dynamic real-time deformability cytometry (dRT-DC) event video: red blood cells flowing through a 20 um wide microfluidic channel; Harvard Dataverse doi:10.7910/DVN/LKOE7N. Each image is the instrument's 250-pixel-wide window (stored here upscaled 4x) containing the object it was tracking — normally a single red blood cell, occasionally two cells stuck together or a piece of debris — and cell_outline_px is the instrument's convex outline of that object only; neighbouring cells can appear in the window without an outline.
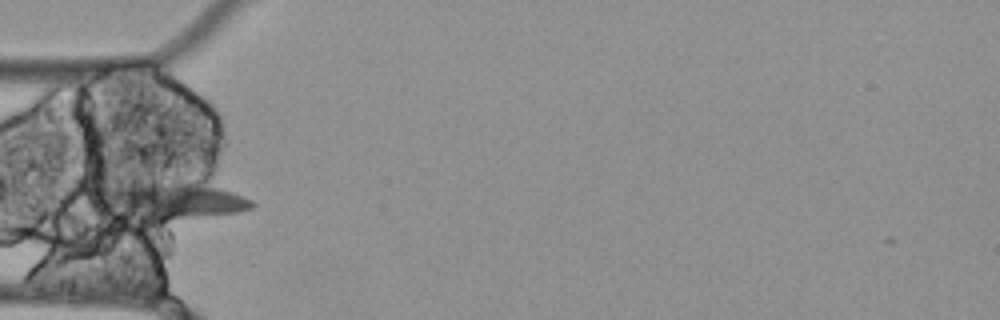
{"species": "Egyptian fruit bat (a non-hibernating species)", "species_latin": "Rousettus aegyptiacus", "temperature_condition": "cold", "stored_images_in_passage": 13, "segment_of_instrument_passage": [1, 2], "camera_frame_rate_fps": 3000, "um_per_image_px": 0.085, "animal": {"sex": "female"}, "frame": {"image": 1, "passage_image": 3, "time_ms": 0.667, "image_size_px": [1000, 320], "cell_outline_px": [[256, 204], [252, 208], [240, 212], [168, 220], [164, 220], [120, 216], [96, 208], [92, 204], [100, 188], [168, 176], [172, 176], [192, 180], [232, 192], [252, 200]], "centroid_in_image_um": [14.38, 16.96], "position_along_channel_um": 70.6, "area_um2": 35.43}}